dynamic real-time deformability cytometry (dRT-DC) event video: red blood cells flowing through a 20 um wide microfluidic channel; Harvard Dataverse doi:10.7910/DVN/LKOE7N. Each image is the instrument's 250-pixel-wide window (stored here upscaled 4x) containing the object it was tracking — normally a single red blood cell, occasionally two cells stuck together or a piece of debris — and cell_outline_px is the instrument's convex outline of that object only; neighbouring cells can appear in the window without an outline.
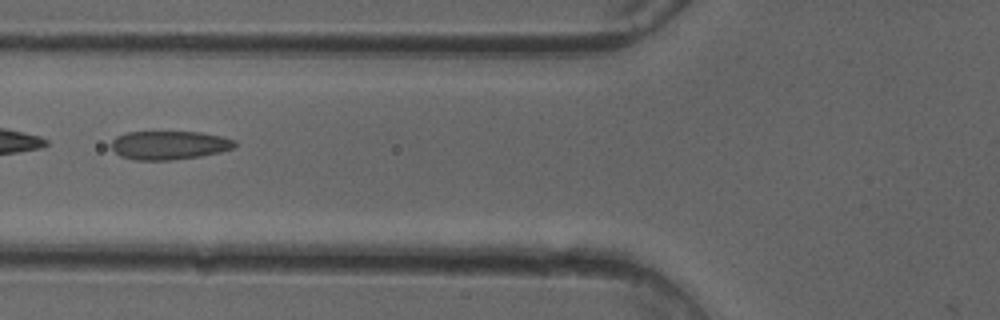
{"species": "common noctule bat (a hibernating species)", "species_latin": "Nyctalus noctula", "temperature_condition": "cold", "stored_images_in_passage": 50, "camera_frame_rate_fps": 3000, "um_per_image_px": 0.085, "animal": {"sex": "female"}, "frame": {"image": 1, "passage_image": 19, "time_ms": 6.0, "image_size_px": [1000, 320], "cell_outline_px": [[236, 144], [232, 148], [220, 152], [200, 156], [172, 160], [136, 160], [120, 156], [112, 148], [112, 140], [116, 136], [128, 132], [200, 132], [220, 136], [236, 140]], "centroid_in_image_um": [14.38, 12.34], "position_along_channel_um": 111.4, "area_um2": 20.52}}
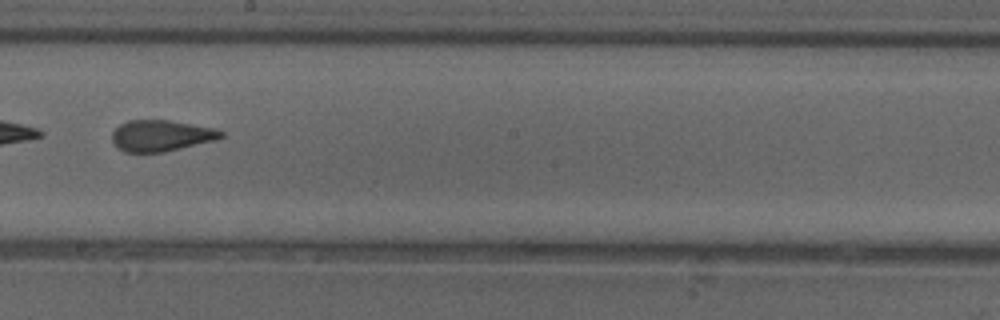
{"frame": {"image": 2, "passage_image": 28, "time_ms": 9.0, "image_size_px": [1000, 320], "cell_outline_px": [[224, 136], [216, 140], [164, 152], [124, 152], [116, 148], [112, 140], [112, 132], [120, 124], [128, 120], [168, 120], [216, 128], [224, 132]], "centroid_in_image_um": [13.69, 11.53], "position_along_channel_um": 234.5, "area_um2": 19.94}}
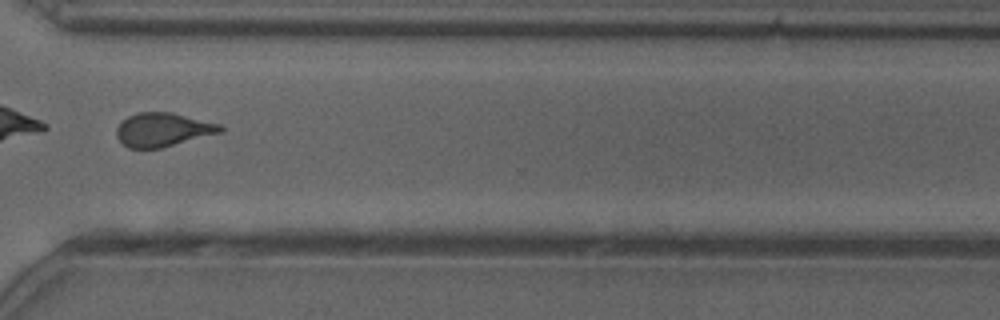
{"frame": {"image": 3, "passage_image": 37, "time_ms": 12.0, "image_size_px": [1000, 320], "cell_outline_px": [[224, 132], [160, 148], [128, 148], [116, 136], [116, 128], [120, 120], [136, 112], [172, 112], [220, 124], [224, 128]], "centroid_in_image_um": [13.84, 11.01], "position_along_channel_um": 356.8, "area_um2": 20.58}, "authors_computed_cell_mechanics": {"area_um2": 21.5305, "velocity_mm_per_s": 4.0921, "shape_relaxation_time_tau1_ms": 5.5781, "shape_relaxation_time_tau2_ms": 1.4215, "deformation_change_tau1": 0.1407, "deformation_change_tau2": 0.0905}}